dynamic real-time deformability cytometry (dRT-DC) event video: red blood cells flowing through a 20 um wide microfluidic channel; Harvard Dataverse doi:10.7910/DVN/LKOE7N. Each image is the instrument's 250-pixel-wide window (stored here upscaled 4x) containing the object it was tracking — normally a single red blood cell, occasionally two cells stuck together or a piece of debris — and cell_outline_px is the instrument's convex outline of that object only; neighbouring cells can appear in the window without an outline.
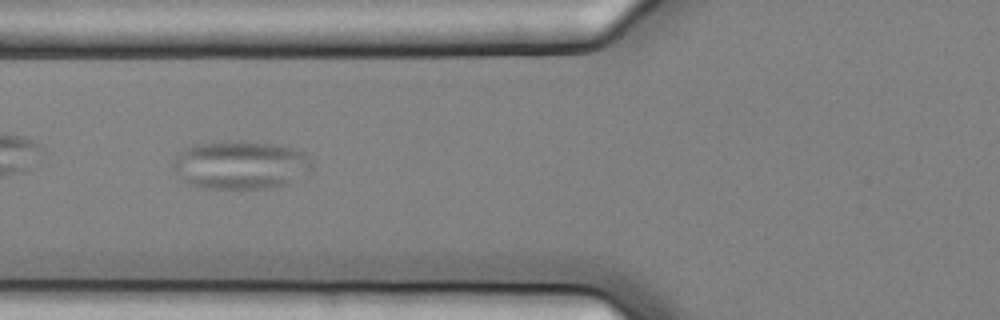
{"species": "common noctule bat (a hibernating species)", "species_latin": "Nyctalus noctula", "temperature_condition": "cold", "stored_images_in_passage": 12, "camera_frame_rate_fps": 3000, "um_per_image_px": 0.085, "animal": {"sex": "female", "body_mass_g": 25.1}, "frame": {"image": 1, "passage_image": 4, "time_ms": 1.0, "image_size_px": [1000, 320], "cell_outline_px": [[312, 168], [308, 172], [288, 184], [268, 188], [204, 188], [180, 180], [172, 168], [172, 164], [188, 148], [196, 144], [276, 144], [292, 148], [304, 152], [312, 160]], "centroid_in_image_um": [20.5, 14.08], "position_along_channel_um": 105.3, "area_um2": 37.8}}
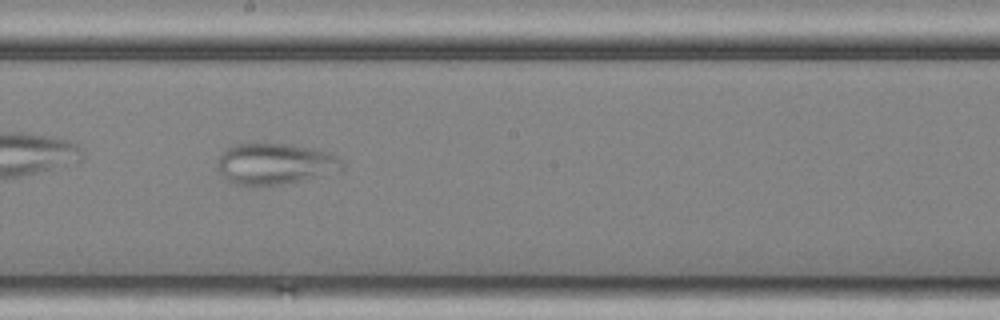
{"frame": {"image": 2, "passage_image": 7, "time_ms": 2.0, "image_size_px": [1000, 320], "cell_outline_px": [[344, 168], [340, 172], [304, 180], [280, 184], [248, 188], [236, 184], [228, 180], [220, 172], [216, 164], [220, 156], [228, 148], [236, 144], [260, 140], [292, 144], [312, 148], [328, 152], [344, 160]], "centroid_in_image_um": [23.4, 13.91], "position_along_channel_um": 224.8, "area_um2": 31.15}}
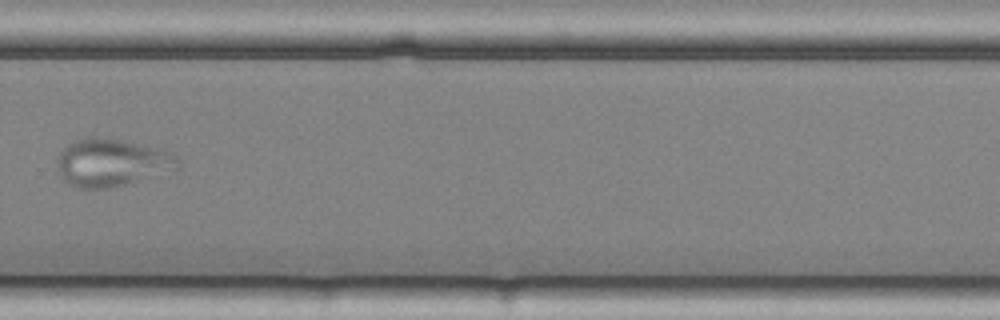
{"frame": {"image": 3, "passage_image": 9, "time_ms": 2.667, "image_size_px": [1000, 320], "cell_outline_px": [[180, 168], [112, 188], [80, 188], [68, 184], [60, 176], [60, 152], [68, 144], [76, 140], [92, 136], [96, 136], [120, 140], [172, 152], [180, 160]], "centroid_in_image_um": [9.52, 13.83], "position_along_channel_um": 320.3, "area_um2": 33.0}}